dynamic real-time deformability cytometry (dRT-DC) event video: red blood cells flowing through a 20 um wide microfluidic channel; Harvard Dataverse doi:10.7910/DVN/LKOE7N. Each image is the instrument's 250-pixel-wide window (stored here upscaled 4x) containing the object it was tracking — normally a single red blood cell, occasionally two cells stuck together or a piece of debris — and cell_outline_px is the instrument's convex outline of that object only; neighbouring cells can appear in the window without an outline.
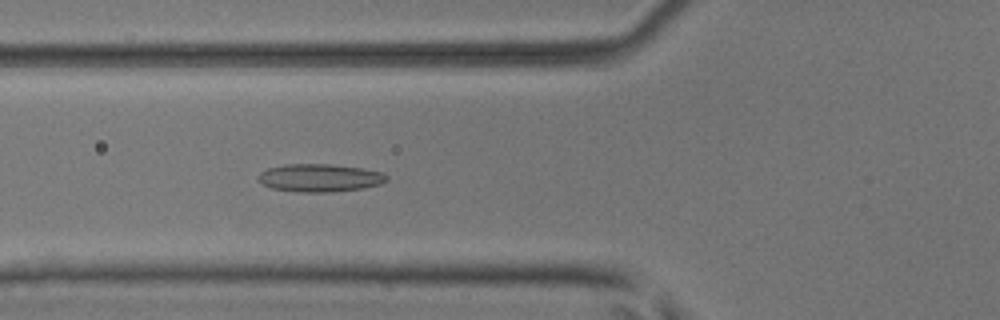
{"species": "common noctule bat (a hibernating species)", "species_latin": "Nyctalus noctula", "temperature_condition": "room temperature", "stored_images_in_passage": 51, "camera_frame_rate_fps": 3000, "um_per_image_px": 0.085, "animal": {"sex": "male", "body_mass_g": 17.9, "forearm_length_mm": 54.2}, "frame": {"image": 1, "passage_image": 19, "time_ms": 6.0, "image_size_px": [1000, 320], "cell_outline_px": [[388, 180], [380, 184], [360, 188], [332, 192], [296, 192], [272, 188], [264, 184], [260, 180], [260, 172], [268, 168], [284, 164], [332, 164], [360, 168], [384, 172], [388, 176]], "centroid_in_image_um": [27.21, 15.11], "position_along_channel_um": 98.6, "area_um2": 20.75}}
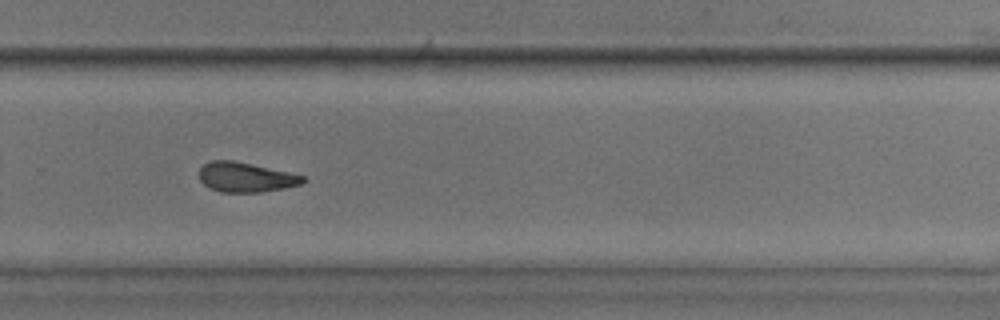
{"frame": {"image": 2, "passage_image": 35, "time_ms": 11.333, "image_size_px": [1000, 320], "cell_outline_px": [[304, 180], [300, 184], [284, 188], [260, 192], [220, 192], [208, 188], [200, 180], [200, 168], [204, 164], [212, 160], [232, 160], [288, 172], [304, 176]], "centroid_in_image_um": [20.84, 15.07], "position_along_channel_um": 309.0, "area_um2": 17.74}}
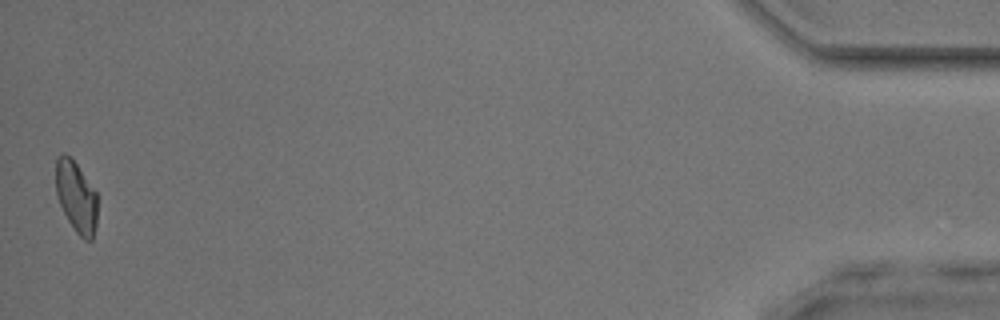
{"frame": {"image": 3, "passage_image": 51, "time_ms": 16.667, "image_size_px": [1000, 320], "cell_outline_px": [[96, 224], [92, 240], [84, 240], [76, 232], [68, 220], [60, 204], [56, 192], [56, 160], [64, 152], [76, 164], [96, 192]], "centroid_in_image_um": [6.47, 16.75], "position_along_channel_um": 428.7, "area_um2": 16.82}, "authors_computed_cell_mechanics": {"area_um2": 18.9584, "velocity_mm_per_s": 3.9519, "shape_relaxation_time_tau1_ms": null, "shape_relaxation_time_tau2_ms": 3.5297, "deformation_change_tau1": null, "deformation_change_tau2": 0.1089}}